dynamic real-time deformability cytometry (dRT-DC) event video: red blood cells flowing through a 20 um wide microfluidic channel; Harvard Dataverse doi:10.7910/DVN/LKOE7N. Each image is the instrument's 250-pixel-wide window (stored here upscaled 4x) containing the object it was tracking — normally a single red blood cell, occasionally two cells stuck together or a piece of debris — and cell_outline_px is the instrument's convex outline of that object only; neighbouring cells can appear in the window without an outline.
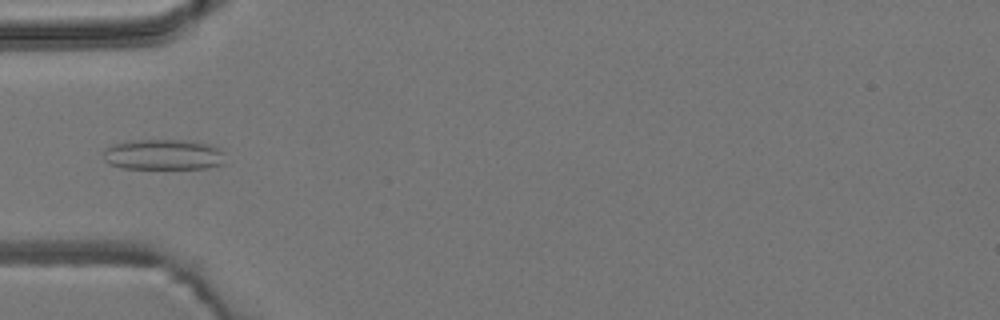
{"species": "common noctule bat (a hibernating species)", "species_latin": "Nyctalus noctula", "temperature_condition": "room temperature", "stored_images_in_passage": 4, "camera_frame_rate_fps": 3000, "um_per_image_px": 0.085, "animal": {"sex": "male", "body_mass_g": 19.2, "forearm_length_mm": 51.8}, "frame": {"image": 1, "passage_image": 4, "time_ms": 1.0, "image_size_px": [1000, 320], "cell_outline_px": [[224, 164], [208, 168], [120, 168], [108, 164], [104, 160], [104, 148], [112, 144], [132, 140], [184, 140], [208, 144], [224, 152]], "centroid_in_image_um": [13.85, 13.14], "position_along_channel_um": 71.1, "area_um2": 21.79}}